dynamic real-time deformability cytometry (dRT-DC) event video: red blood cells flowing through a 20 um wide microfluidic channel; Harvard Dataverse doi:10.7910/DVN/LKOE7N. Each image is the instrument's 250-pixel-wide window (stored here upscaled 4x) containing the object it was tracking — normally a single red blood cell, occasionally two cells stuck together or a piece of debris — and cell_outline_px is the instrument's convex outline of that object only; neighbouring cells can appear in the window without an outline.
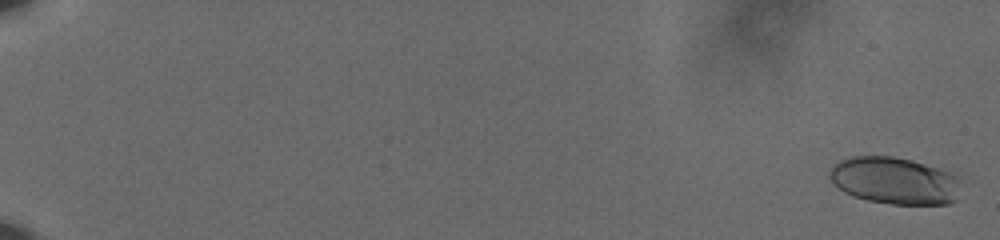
{"species": "human", "species_latin": "Homo sapiens", "temperature_condition": "cold", "stored_images_in_passage": 60, "camera_frame_rate_fps": 3000, "um_per_image_px": 0.085, "donor": {"sex": "male"}, "frame": {"image": 1, "passage_image": 2, "time_ms": 0.333, "image_size_px": [1000, 240], "cell_outline_px": [[964, 176], [956, 200], [948, 204], [892, 204], [868, 200], [852, 196], [844, 192], [828, 176], [828, 172], [832, 164], [836, 160], [852, 156], [892, 156], [912, 160], [952, 172]], "centroid_in_image_um": [76.08, 15.34], "position_along_channel_um": 8.9, "area_um2": 36.7}}
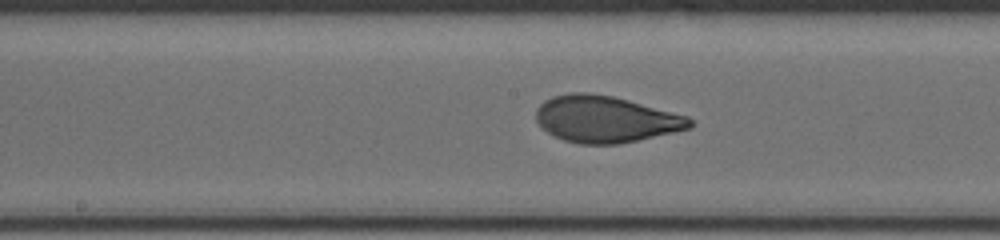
{"frame": {"image": 2, "passage_image": 36, "time_ms": 11.667, "image_size_px": [1000, 240], "cell_outline_px": [[692, 128], [620, 144], [580, 144], [564, 140], [548, 132], [536, 120], [536, 108], [544, 100], [552, 96], [568, 92], [588, 92], [612, 96], [628, 100], [688, 116], [692, 120]], "centroid_in_image_um": [51.46, 10.12], "position_along_channel_um": 196.7, "area_um2": 41.73}}
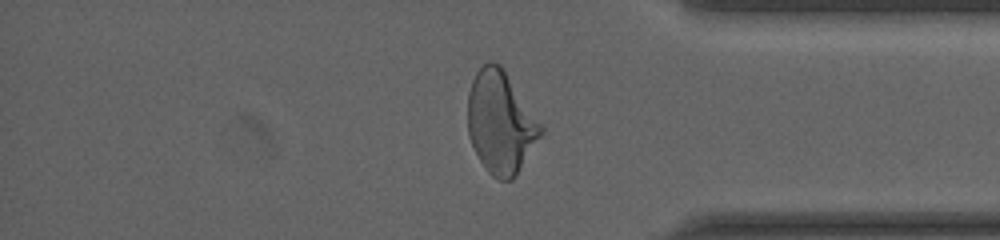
{"frame": {"image": 3, "passage_image": 53, "time_ms": 17.333, "image_size_px": [1000, 240], "cell_outline_px": [[544, 132], [516, 176], [512, 180], [500, 180], [492, 176], [488, 172], [480, 160], [468, 136], [468, 92], [472, 80], [476, 72], [488, 60], [492, 60], [500, 64], [504, 68], [544, 128]], "centroid_in_image_um": [42.56, 10.39], "position_along_channel_um": 392.6, "area_um2": 43.7}}